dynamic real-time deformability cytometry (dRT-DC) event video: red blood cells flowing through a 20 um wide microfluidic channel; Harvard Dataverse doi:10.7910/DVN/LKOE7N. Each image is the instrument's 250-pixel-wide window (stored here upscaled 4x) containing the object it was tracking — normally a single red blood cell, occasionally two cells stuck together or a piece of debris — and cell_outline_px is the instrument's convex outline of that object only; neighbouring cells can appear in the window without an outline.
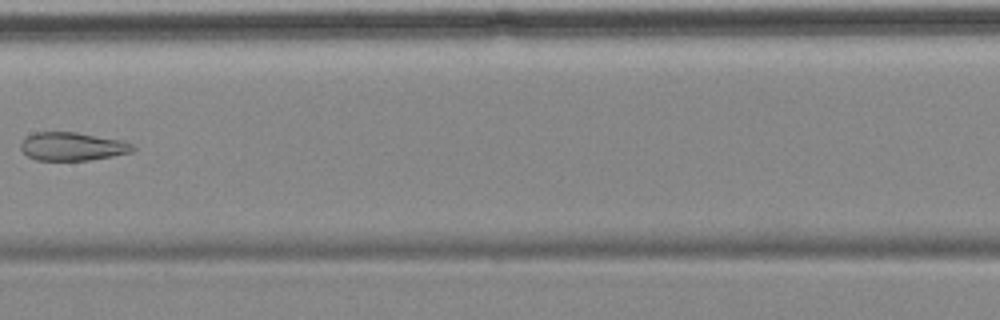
{"species": "common noctule bat (a hibernating species)", "species_latin": "Nyctalus noctula", "temperature_condition": "cold", "stored_images_in_passage": 8, "camera_frame_rate_fps": 3000, "um_per_image_px": 0.085, "animal": {"sex": "female", "body_mass_g": 18.4}, "frame": {"image": 1, "passage_image": 8, "time_ms": 8.667, "image_size_px": [1000, 320], "cell_outline_px": [[136, 148], [132, 152], [112, 156], [88, 160], [36, 160], [28, 156], [20, 148], [20, 144], [28, 136], [36, 132], [76, 132], [124, 140], [132, 144]], "centroid_in_image_um": [6.19, 12.44], "position_along_channel_um": 201.2, "area_um2": 18.44}}